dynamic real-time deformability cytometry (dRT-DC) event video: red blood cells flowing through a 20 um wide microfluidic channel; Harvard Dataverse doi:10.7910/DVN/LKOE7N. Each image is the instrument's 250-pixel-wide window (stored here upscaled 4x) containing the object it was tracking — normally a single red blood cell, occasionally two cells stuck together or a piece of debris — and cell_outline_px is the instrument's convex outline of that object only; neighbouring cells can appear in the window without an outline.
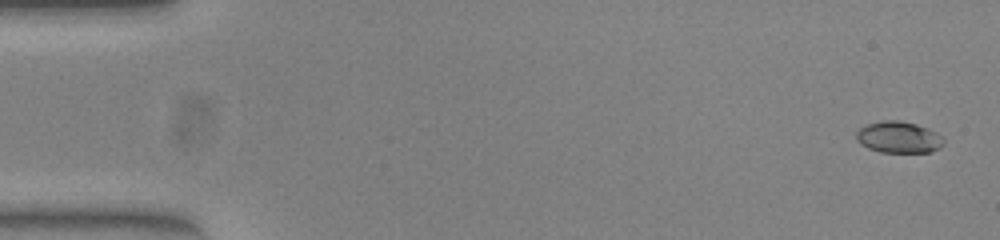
{"species": "common noctule bat (a hibernating species)", "species_latin": "Nyctalus noctula", "temperature_condition": "warm", "stored_images_in_passage": 53, "camera_frame_rate_fps": 3000, "um_per_image_px": 0.085, "animal": {"sex": "female", "body_mass_g": 23.0, "forearm_length_mm": 53.4}, "frame": {"image": 1, "passage_image": 2, "time_ms": 0.333, "image_size_px": [1000, 240], "cell_outline_px": [[944, 144], [940, 148], [932, 152], [880, 152], [868, 148], [860, 144], [856, 140], [856, 132], [860, 128], [868, 124], [880, 120], [900, 120], [916, 124], [928, 128], [944, 136]], "centroid_in_image_um": [76.41, 11.66], "position_along_channel_um": 8.6, "area_um2": 16.3}}
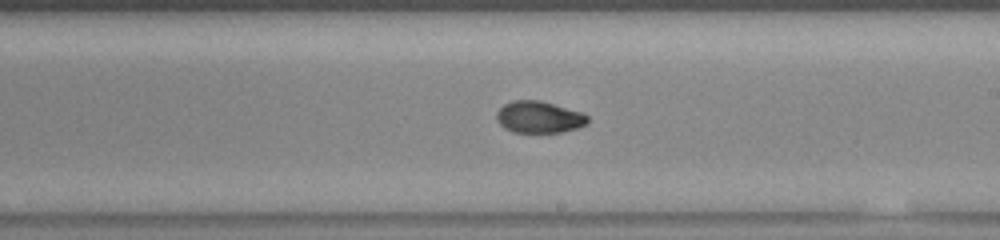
{"frame": {"image": 2, "passage_image": 31, "time_ms": 10.0, "image_size_px": [1000, 240], "cell_outline_px": [[588, 124], [576, 128], [560, 132], [512, 132], [504, 128], [496, 120], [496, 112], [504, 104], [512, 100], [540, 100], [584, 112], [588, 116]], "centroid_in_image_um": [45.82, 9.94], "position_along_channel_um": 243.2, "area_um2": 17.05}}
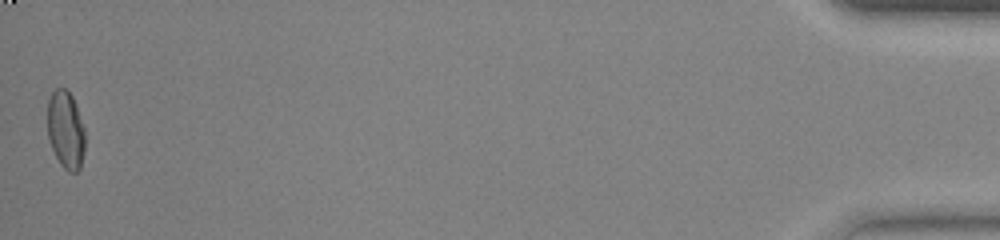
{"frame": {"image": 3, "passage_image": 53, "time_ms": 17.333, "image_size_px": [1000, 240], "cell_outline_px": [[84, 148], [80, 168], [76, 172], [68, 172], [60, 164], [52, 148], [48, 136], [48, 100], [52, 92], [56, 88], [64, 88], [72, 96], [84, 128]], "centroid_in_image_um": [5.58, 11.05], "position_along_channel_um": 429.6, "area_um2": 16.76}, "authors_computed_cell_mechanics": {"area_um2": 16.9932, "velocity_mm_per_s": 3.8914, "shape_relaxation_time_tau1_ms": 9.6398, "shape_relaxation_time_tau2_ms": 1.8425, "deformation_change_tau1": 0.2873, "deformation_change_tau2": 0.048}}